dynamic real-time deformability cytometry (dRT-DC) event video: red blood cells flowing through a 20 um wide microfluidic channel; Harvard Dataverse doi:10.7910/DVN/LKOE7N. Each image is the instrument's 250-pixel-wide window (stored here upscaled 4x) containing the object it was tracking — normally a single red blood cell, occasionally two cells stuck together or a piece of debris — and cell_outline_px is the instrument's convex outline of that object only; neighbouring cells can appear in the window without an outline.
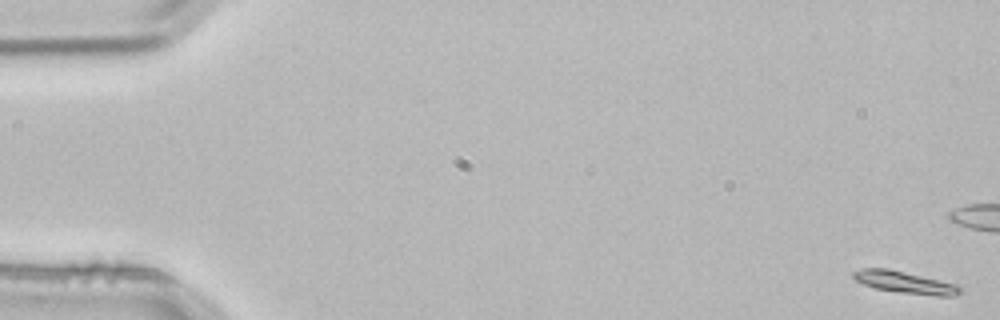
{"species": "common noctule bat (a hibernating species)", "species_latin": "Nyctalus noctula", "temperature_condition": "room temperature", "stored_images_in_passage": 5, "camera_frame_rate_fps": 3000, "um_per_image_px": 0.085, "animal": {"sex": "male", "body_mass_g": 21.5, "forearm_length_mm": 52.0}, "frame": {"image": 1, "passage_image": 1, "time_ms": 0.0, "image_size_px": [1000, 320], "cell_outline_px": [[960, 292], [952, 296], [936, 296], [900, 292], [876, 288], [864, 284], [856, 280], [852, 276], [852, 272], [864, 268], [888, 268], [940, 280], [956, 284], [960, 288]], "centroid_in_image_um": [76.9, 23.99], "position_along_channel_um": 8.1, "area_um2": 13.41}}